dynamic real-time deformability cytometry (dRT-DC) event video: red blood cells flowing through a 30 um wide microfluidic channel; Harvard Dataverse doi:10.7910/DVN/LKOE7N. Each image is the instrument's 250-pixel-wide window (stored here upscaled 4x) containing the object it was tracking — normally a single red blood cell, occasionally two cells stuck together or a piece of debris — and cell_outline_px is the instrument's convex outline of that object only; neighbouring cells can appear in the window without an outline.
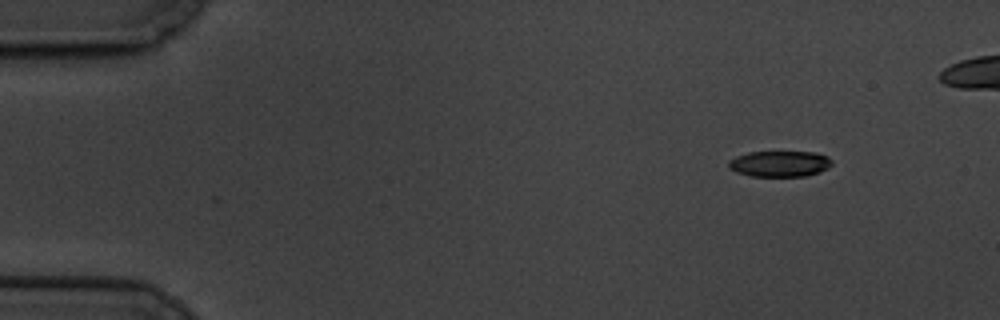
{"species": "common noctule bat (a hibernating species)", "species_latin": "Nyctalus noctula", "temperature_condition": "cold", "stored_images_in_passage": 7, "camera_frame_rate_fps": 3000, "um_per_image_px": 0.085, "animal": {"sex": "male", "body_mass_g": 19.5, "forearm_length_mm": 54.6}, "frame": {"image": 1, "passage_image": 1, "time_ms": 0.0, "image_size_px": [1000, 320], "cell_outline_px": [[832, 164], [828, 168], [820, 172], [804, 176], [748, 176], [736, 172], [728, 168], [728, 160], [736, 156], [748, 152], [816, 152], [828, 156], [832, 160]], "centroid_in_image_um": [66.26, 13.92], "position_along_channel_um": 18.7, "area_um2": 15.78}}
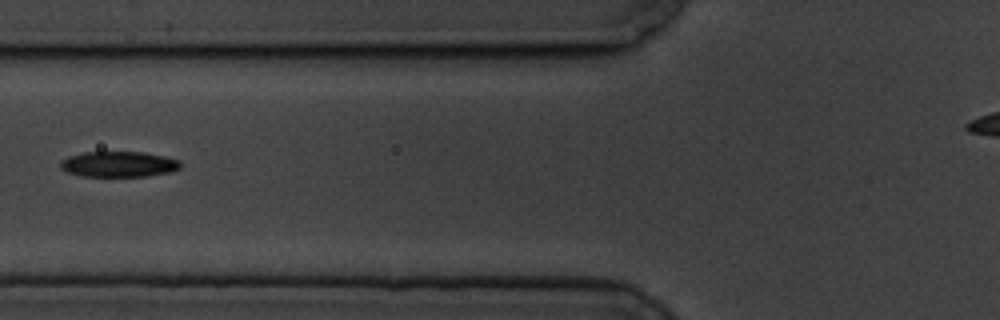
{"frame": {"image": 2, "passage_image": 6, "time_ms": 5.667, "image_size_px": [1000, 320], "cell_outline_px": [[180, 168], [172, 172], [148, 176], [84, 176], [68, 172], [60, 168], [60, 160], [68, 156], [84, 152], [144, 152], [164, 156], [180, 160]], "centroid_in_image_um": [10.1, 13.95], "position_along_channel_um": 115.7, "area_um2": 17.98}}
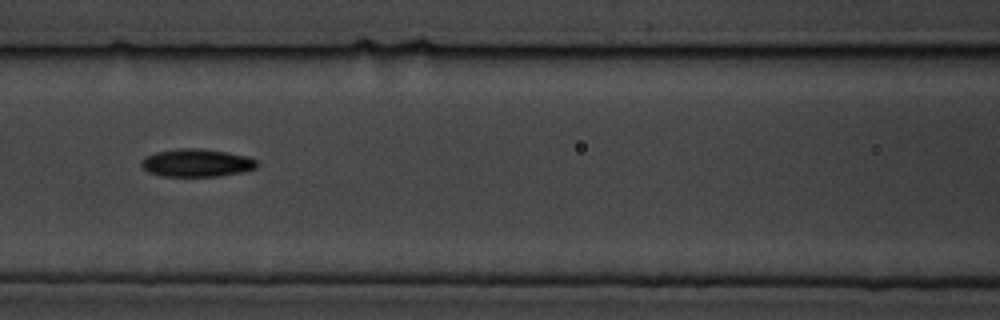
{"frame": {"image": 3, "passage_image": 7, "time_ms": 6.667, "image_size_px": [1000, 320], "cell_outline_px": [[256, 168], [240, 172], [220, 176], [160, 176], [148, 172], [140, 164], [140, 160], [144, 156], [156, 152], [180, 148], [200, 148], [228, 152], [248, 156], [256, 160]], "centroid_in_image_um": [16.68, 13.84], "position_along_channel_um": 149.9, "area_um2": 18.84}}